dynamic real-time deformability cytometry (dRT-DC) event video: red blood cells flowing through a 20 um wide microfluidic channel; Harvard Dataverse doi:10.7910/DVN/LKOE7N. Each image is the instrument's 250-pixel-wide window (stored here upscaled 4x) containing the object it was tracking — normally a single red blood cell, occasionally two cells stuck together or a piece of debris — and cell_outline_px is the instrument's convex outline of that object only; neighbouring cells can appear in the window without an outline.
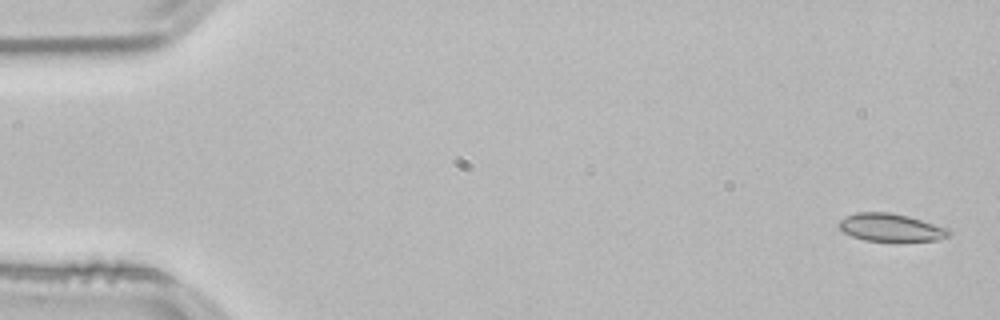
{"species": "common noctule bat (a hibernating species)", "species_latin": "Nyctalus noctula", "temperature_condition": "room temperature", "stored_images_in_passage": 53, "camera_frame_rate_fps": 3000, "um_per_image_px": 0.085, "animal": {"sex": "male", "body_mass_g": 21.5, "forearm_length_mm": 52.0}, "frame": {"image": 1, "passage_image": 2, "time_ms": 0.333, "image_size_px": [1000, 320], "cell_outline_px": [[952, 232], [948, 236], [936, 240], [864, 240], [852, 236], [844, 232], [836, 224], [840, 220], [856, 212], [888, 212], [908, 216], [948, 228]], "centroid_in_image_um": [75.7, 19.32], "position_along_channel_um": 9.3, "area_um2": 17.46}}
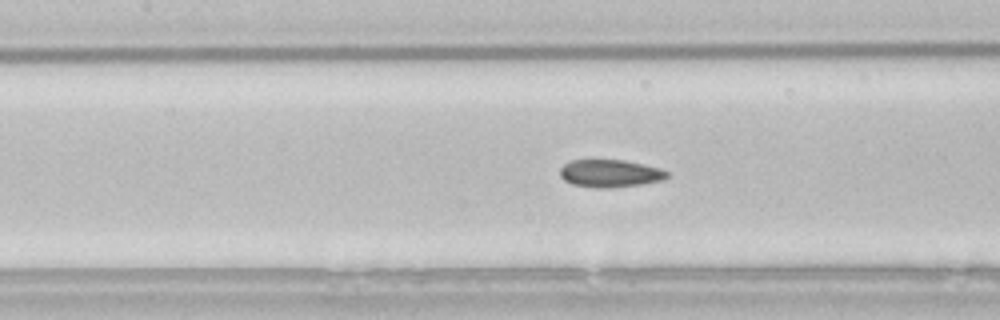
{"frame": {"image": 2, "passage_image": 24, "time_ms": 7.667, "image_size_px": [1000, 320], "cell_outline_px": [[668, 176], [664, 180], [640, 184], [608, 188], [596, 188], [572, 184], [564, 180], [560, 176], [560, 168], [564, 164], [572, 160], [624, 160], [660, 168], [668, 172]], "centroid_in_image_um": [51.84, 14.74], "position_along_channel_um": 155.6, "area_um2": 17.17}}
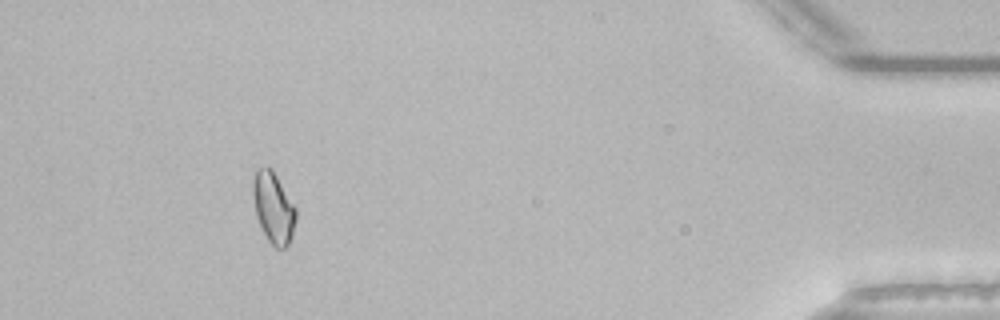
{"frame": {"image": 3, "passage_image": 49, "time_ms": 16.0, "image_size_px": [1000, 320], "cell_outline_px": [[296, 220], [292, 236], [288, 244], [284, 248], [276, 248], [268, 240], [256, 216], [252, 192], [252, 184], [256, 172], [260, 168], [272, 168], [296, 208]], "centroid_in_image_um": [23.25, 17.66], "position_along_channel_um": 412.0, "area_um2": 17.51}, "authors_computed_cell_mechanics": {"area_um2": 17.3978, "velocity_mm_per_s": 3.8435, "shape_relaxation_time_tau1_ms": null, "shape_relaxation_time_tau2_ms": 4.0466, "deformation_change_tau1": null, "deformation_change_tau2": 0.0714}}